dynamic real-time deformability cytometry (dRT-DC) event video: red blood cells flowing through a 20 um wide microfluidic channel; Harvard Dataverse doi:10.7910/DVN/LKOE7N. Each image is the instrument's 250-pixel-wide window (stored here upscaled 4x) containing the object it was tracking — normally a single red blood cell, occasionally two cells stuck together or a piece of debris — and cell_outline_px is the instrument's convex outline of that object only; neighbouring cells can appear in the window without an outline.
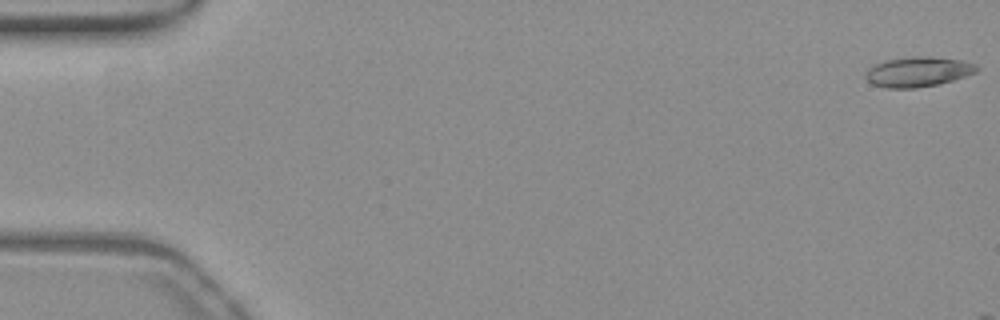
{"species": "common noctule bat (a hibernating species)", "species_latin": "Nyctalus noctula", "temperature_condition": "warm", "stored_images_in_passage": 8, "camera_frame_rate_fps": 3000, "um_per_image_px": 0.085, "animal": {"sex": "female", "body_mass_g": 19.3, "forearm_length_mm": 54.1}, "frame": {"image": 1, "passage_image": 1, "time_ms": 0.0, "image_size_px": [1000, 320], "cell_outline_px": [[980, 68], [976, 72], [952, 80], [936, 84], [916, 88], [884, 88], [872, 84], [864, 76], [868, 68], [876, 64], [888, 60], [912, 56], [932, 56], [964, 60], [976, 64]], "centroid_in_image_um": [78.04, 6.09], "position_along_channel_um": 7.0, "area_um2": 19.42}}